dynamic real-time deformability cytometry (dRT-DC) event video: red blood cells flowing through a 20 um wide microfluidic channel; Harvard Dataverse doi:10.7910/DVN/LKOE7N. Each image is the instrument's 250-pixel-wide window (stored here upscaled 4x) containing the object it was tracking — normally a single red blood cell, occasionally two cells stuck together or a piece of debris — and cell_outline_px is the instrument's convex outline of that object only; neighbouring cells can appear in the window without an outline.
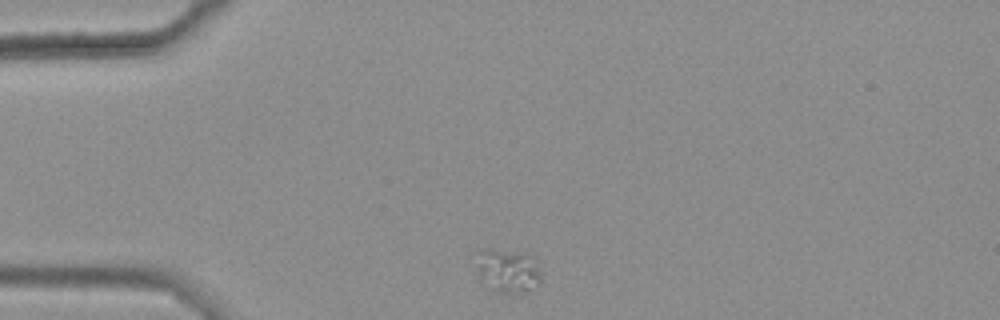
{"species": "common noctule bat (a hibernating species)", "species_latin": "Nyctalus noctula", "temperature_condition": "warm", "stored_images_in_passage": 34, "camera_frame_rate_fps": 3000, "um_per_image_px": 0.085, "animal": {"sex": "female", "body_mass_g": 25.1}, "frame": {"image": 1, "passage_image": 1, "time_ms": 0.0, "image_size_px": [1000, 320], "cell_outline_px": [[540, 280], [536, 284], [524, 292], [516, 296], [508, 296], [488, 288], [480, 280], [476, 272], [476, 252], [484, 248], [488, 248], [520, 252], [528, 256], [536, 268], [540, 276]], "centroid_in_image_um": [43.02, 23.05], "position_along_channel_um": 42.0, "area_um2": 16.7}}
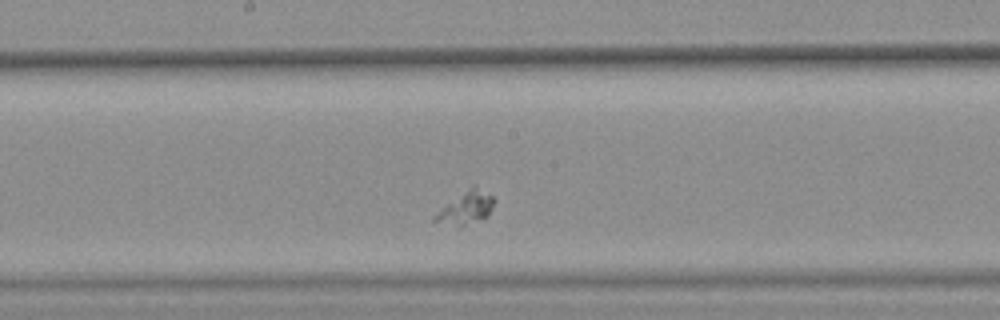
{"frame": {"image": 2, "passage_image": 18, "time_ms": 5.667, "image_size_px": [1000, 320], "cell_outline_px": [[496, 200], [488, 216], [464, 224], [460, 224], [432, 220], [432, 216], [472, 184], [476, 184], [492, 196]], "centroid_in_image_um": [39.68, 17.57], "position_along_channel_um": 208.5, "area_um2": 10.75}}
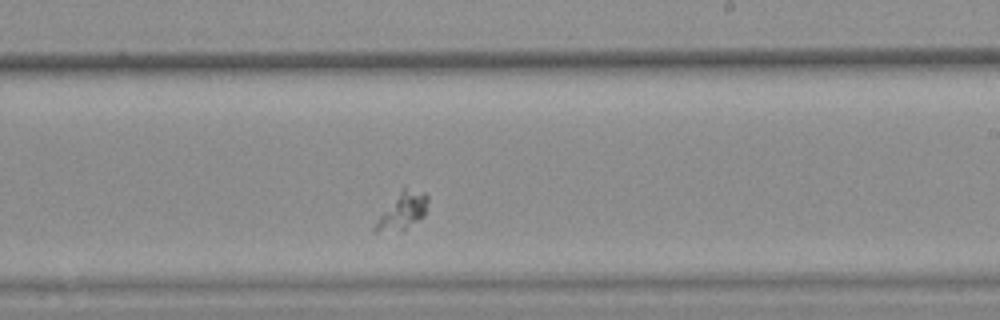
{"frame": {"image": 3, "passage_image": 22, "time_ms": 7.0, "image_size_px": [1000, 320], "cell_outline_px": [[428, 200], [424, 216], [404, 228], [376, 232], [372, 232], [372, 228], [380, 216], [400, 192], [404, 188], [424, 192], [428, 196]], "centroid_in_image_um": [34.23, 17.93], "position_along_channel_um": 254.8, "area_um2": 10.46}}